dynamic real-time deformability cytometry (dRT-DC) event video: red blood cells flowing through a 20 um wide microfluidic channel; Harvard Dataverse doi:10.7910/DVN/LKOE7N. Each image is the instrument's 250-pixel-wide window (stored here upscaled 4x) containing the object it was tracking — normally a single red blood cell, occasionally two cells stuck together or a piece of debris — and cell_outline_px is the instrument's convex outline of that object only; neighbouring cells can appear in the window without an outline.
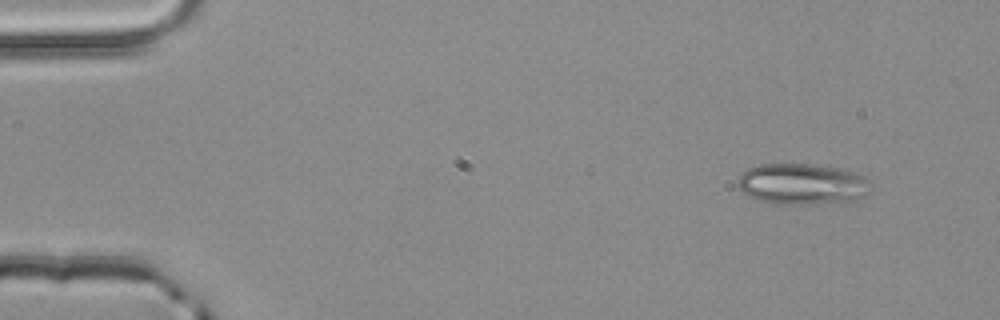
{"species": "common noctule bat (a hibernating species)", "species_latin": "Nyctalus noctula", "temperature_condition": "room temperature", "stored_images_in_passage": 3, "camera_frame_rate_fps": 3000, "um_per_image_px": 0.085, "animal": {"sex": "male", "body_mass_g": 20.4}, "frame": {"image": 1, "passage_image": 1, "time_ms": 0.0, "image_size_px": [1000, 320], "cell_outline_px": [[868, 192], [864, 196], [852, 200], [804, 204], [776, 204], [760, 200], [748, 196], [736, 184], [736, 180], [748, 168], [760, 164], [808, 164], [840, 168], [860, 172], [868, 180]], "centroid_in_image_um": [68.17, 15.62], "position_along_channel_um": 16.8, "area_um2": 31.62}}